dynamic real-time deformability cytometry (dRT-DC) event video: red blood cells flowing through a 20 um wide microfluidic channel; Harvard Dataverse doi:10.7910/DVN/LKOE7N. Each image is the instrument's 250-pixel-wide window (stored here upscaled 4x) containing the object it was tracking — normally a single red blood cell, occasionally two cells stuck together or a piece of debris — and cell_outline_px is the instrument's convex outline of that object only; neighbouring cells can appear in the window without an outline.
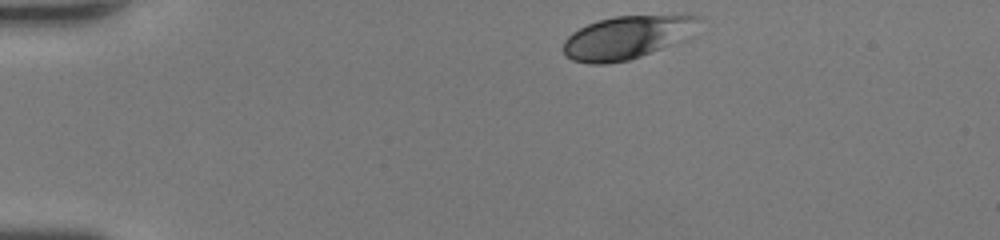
{"species": "human", "species_latin": "Homo sapiens", "temperature_condition": "room temperature", "stored_images_in_passage": 41, "segment_of_instrument_passage": [1, 2], "camera_frame_rate_fps": 3000, "um_per_image_px": 0.085, "donor": {"sex": "female"}, "frame": {"image": 1, "passage_image": 1, "time_ms": 0.0, "image_size_px": [1000, 240], "cell_outline_px": [[700, 20], [696, 36], [692, 40], [628, 60], [608, 64], [588, 64], [572, 60], [564, 52], [564, 40], [572, 32], [588, 24], [600, 20], [616, 16], [700, 16]], "centroid_in_image_um": [53.41, 3.2], "position_along_channel_um": 31.6, "area_um2": 34.62}}
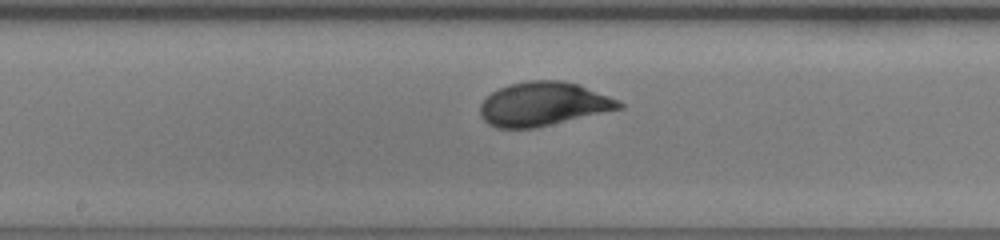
{"frame": {"image": 2, "passage_image": 18, "time_ms": 5.667, "image_size_px": [1000, 240], "cell_outline_px": [[624, 108], [536, 128], [496, 128], [488, 124], [480, 116], [480, 104], [492, 92], [508, 84], [528, 80], [560, 80], [576, 84], [608, 96], [624, 104]], "centroid_in_image_um": [46.15, 8.85], "position_along_channel_um": 202.1, "area_um2": 35.37}}
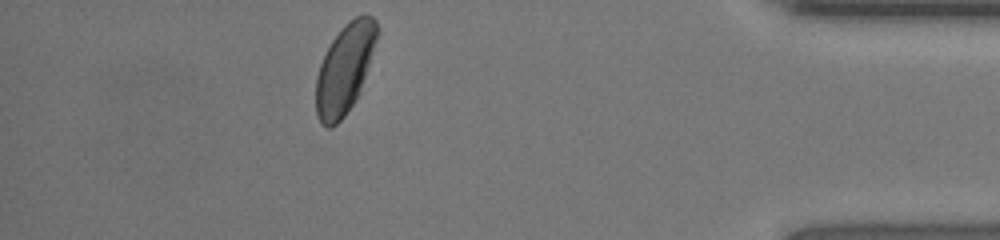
{"frame": {"image": 3, "passage_image": 35, "time_ms": 11.333, "image_size_px": [1000, 240], "cell_outline_px": [[376, 40], [360, 92], [344, 116], [332, 128], [328, 128], [320, 124], [316, 116], [316, 76], [320, 64], [332, 40], [340, 28], [348, 20], [364, 12], [372, 16], [376, 20]], "centroid_in_image_um": [29.27, 5.85], "position_along_channel_um": 405.9, "area_um2": 31.62}}